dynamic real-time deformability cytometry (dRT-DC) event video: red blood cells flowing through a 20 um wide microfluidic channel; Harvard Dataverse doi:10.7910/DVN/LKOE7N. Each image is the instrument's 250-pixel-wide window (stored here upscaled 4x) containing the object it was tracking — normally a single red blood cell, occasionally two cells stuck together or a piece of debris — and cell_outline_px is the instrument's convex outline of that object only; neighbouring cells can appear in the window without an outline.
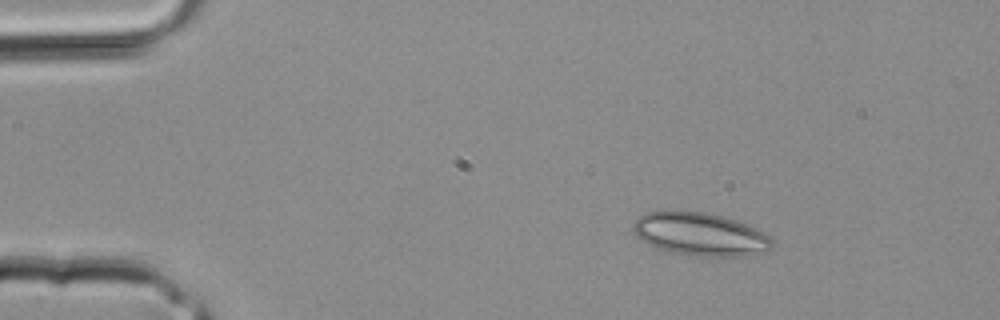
{"species": "common noctule bat (a hibernating species)", "species_latin": "Nyctalus noctula", "temperature_condition": "room temperature", "stored_images_in_passage": 1, "camera_frame_rate_fps": 3000, "um_per_image_px": 0.085, "animal": {"sex": "male", "body_mass_g": 20.4}, "frame": {"image": 1, "passage_image": 1, "time_ms": 0.0, "image_size_px": [1000, 320], "cell_outline_px": [[772, 244], [768, 252], [744, 256], [696, 256], [672, 252], [656, 248], [640, 240], [632, 232], [632, 224], [640, 216], [648, 212], [676, 208], [708, 212], [724, 216], [748, 224], [756, 228], [768, 236], [772, 240]], "centroid_in_image_um": [59.47, 19.87], "position_along_channel_um": 25.5, "area_um2": 35.72}}